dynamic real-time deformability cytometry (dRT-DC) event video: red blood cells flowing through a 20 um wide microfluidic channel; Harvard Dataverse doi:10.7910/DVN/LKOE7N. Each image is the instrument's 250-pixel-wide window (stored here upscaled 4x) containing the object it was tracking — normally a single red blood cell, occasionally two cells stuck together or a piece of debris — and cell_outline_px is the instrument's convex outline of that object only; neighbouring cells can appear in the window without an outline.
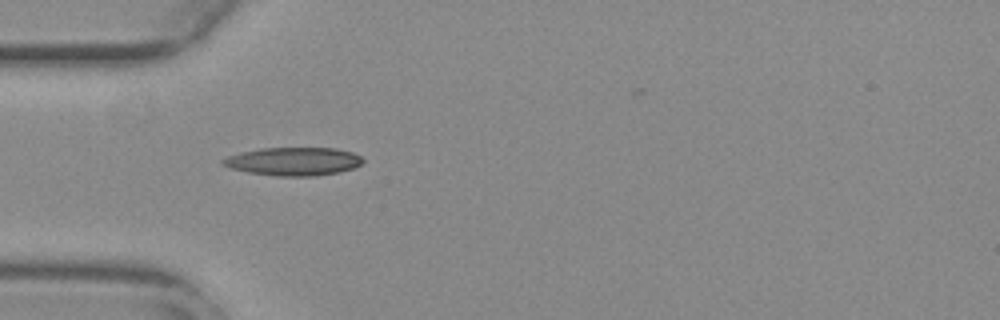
{"species": "common noctule bat (a hibernating species)", "species_latin": "Nyctalus noctula", "temperature_condition": "warm", "stored_images_in_passage": 37, "camera_frame_rate_fps": 3000, "um_per_image_px": 0.085, "animal": {"sex": "female", "body_mass_g": 29.2, "forearm_length_mm": 56.3}, "frame": {"image": 1, "passage_image": 1, "time_ms": 0.0, "image_size_px": [1000, 320], "cell_outline_px": [[364, 160], [360, 164], [352, 168], [340, 172], [316, 176], [276, 176], [248, 172], [232, 168], [220, 164], [220, 160], [228, 156], [240, 152], [260, 148], [336, 148], [352, 152], [360, 156]], "centroid_in_image_um": [24.92, 13.72], "position_along_channel_um": 60.1, "area_um2": 23.06}}
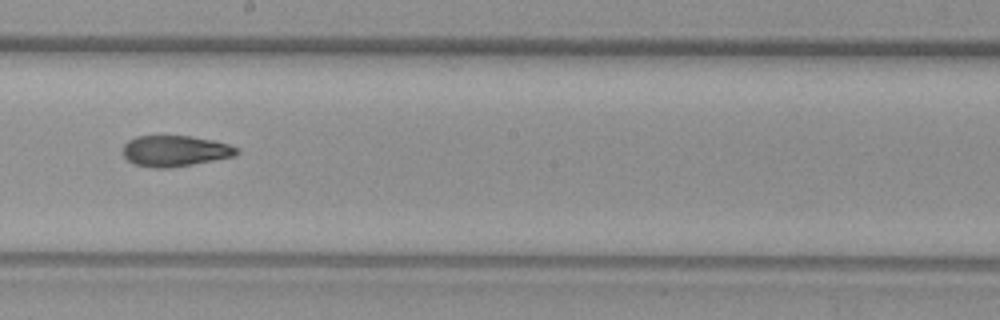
{"frame": {"image": 2, "passage_image": 15, "time_ms": 4.667, "image_size_px": [1000, 320], "cell_outline_px": [[240, 152], [232, 156], [192, 164], [168, 168], [156, 168], [136, 164], [128, 160], [124, 156], [124, 144], [128, 140], [136, 136], [188, 136], [212, 140], [228, 144], [240, 148]], "centroid_in_image_um": [14.88, 12.82], "position_along_channel_um": 233.3, "area_um2": 20.23}}
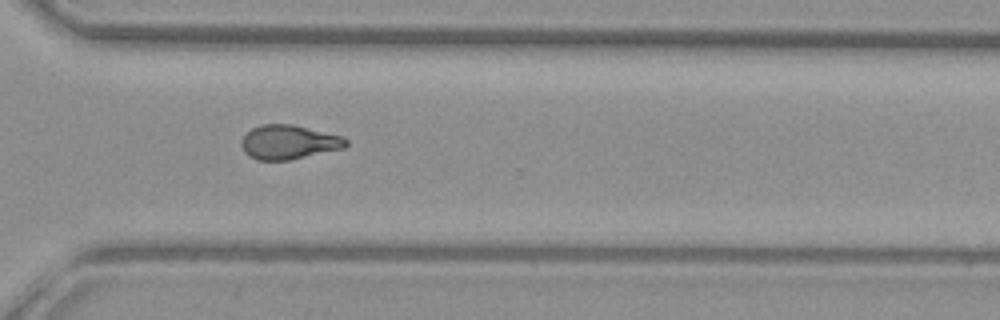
{"frame": {"image": 3, "passage_image": 24, "time_ms": 7.667, "image_size_px": [1000, 320], "cell_outline_px": [[348, 144], [344, 148], [288, 160], [256, 160], [248, 156], [244, 152], [240, 144], [244, 136], [252, 128], [260, 124], [292, 124], [344, 136], [348, 140]], "centroid_in_image_um": [24.54, 12.08], "position_along_channel_um": 346.1, "area_um2": 20.92}, "authors_computed_cell_mechanics": {"area_um2": 20.808, "velocity_mm_per_s": 3.7609, "shape_relaxation_time_tau1_ms": null, "shape_relaxation_time_tau2_ms": 2.57, "deformation_change_tau1": null, "deformation_change_tau2": 0.0938}}